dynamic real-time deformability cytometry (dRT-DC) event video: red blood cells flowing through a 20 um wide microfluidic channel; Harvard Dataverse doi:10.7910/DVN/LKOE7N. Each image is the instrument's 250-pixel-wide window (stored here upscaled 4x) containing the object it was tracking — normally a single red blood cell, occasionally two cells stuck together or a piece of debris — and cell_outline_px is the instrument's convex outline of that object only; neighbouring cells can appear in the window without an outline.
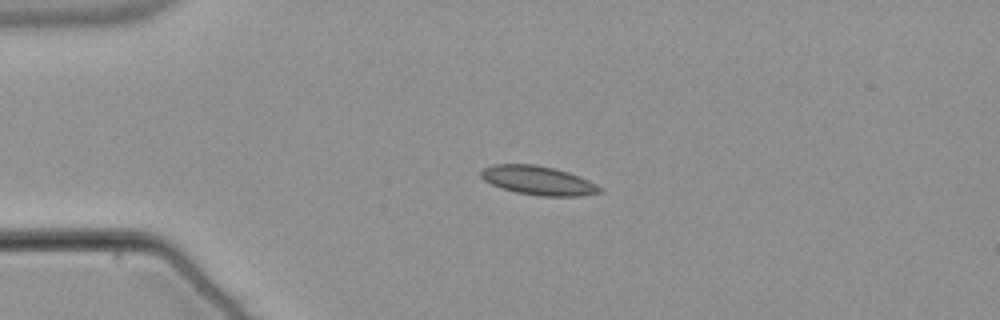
{"species": "common noctule bat (a hibernating species)", "species_latin": "Nyctalus noctula", "temperature_condition": "warm", "stored_images_in_passage": 42, "camera_frame_rate_fps": 3000, "um_per_image_px": 0.085, "animal": {"sex": "male", "body_mass_g": 21.5, "forearm_length_mm": 52.0}, "frame": {"image": 1, "passage_image": 1, "time_ms": 0.0, "image_size_px": [1000, 320], "cell_outline_px": [[604, 192], [584, 196], [540, 196], [516, 192], [492, 184], [484, 180], [480, 176], [480, 172], [484, 168], [492, 164], [536, 164], [556, 168], [580, 176], [604, 188]], "centroid_in_image_um": [45.8, 15.34], "position_along_channel_um": 39.2, "area_um2": 20.23}}
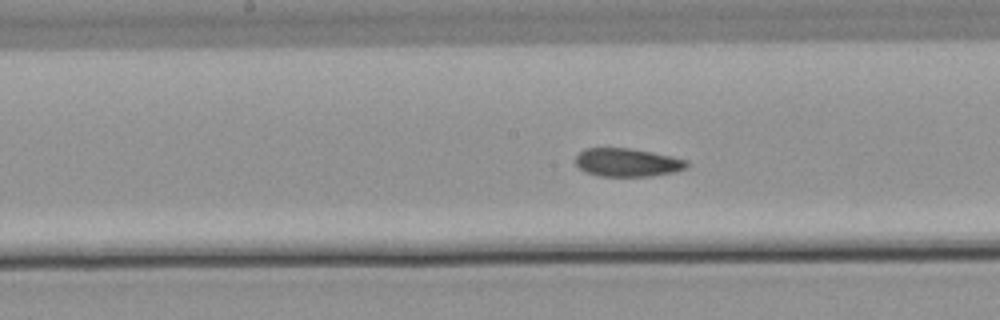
{"frame": {"image": 2, "passage_image": 16, "time_ms": 5.0, "image_size_px": [1000, 320], "cell_outline_px": [[688, 168], [672, 172], [652, 176], [600, 176], [584, 172], [576, 164], [576, 156], [584, 148], [628, 148], [652, 152], [672, 156], [688, 160]], "centroid_in_image_um": [53.33, 13.81], "position_along_channel_um": 194.9, "area_um2": 18.38}}
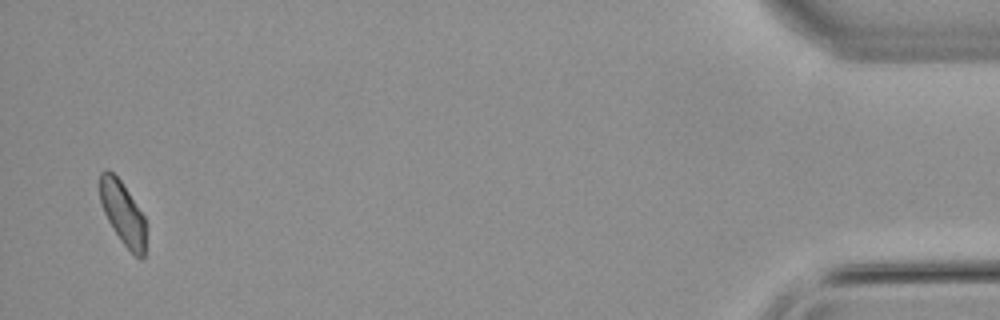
{"frame": {"image": 3, "passage_image": 41, "time_ms": 13.333, "image_size_px": [1000, 320], "cell_outline_px": [[148, 224], [144, 256], [140, 260], [120, 240], [112, 228], [104, 212], [100, 200], [100, 172], [108, 168], [120, 180], [144, 216]], "centroid_in_image_um": [10.47, 18.15], "position_along_channel_um": 424.7, "area_um2": 17.11}, "authors_computed_cell_mechanics": {"area_um2": 18.7272, "velocity_mm_per_s": 3.79, "shape_relaxation_time_tau1_ms": null, "shape_relaxation_time_tau2_ms": 5.6097, "deformation_change_tau1": null, "deformation_change_tau2": 0.0916}}